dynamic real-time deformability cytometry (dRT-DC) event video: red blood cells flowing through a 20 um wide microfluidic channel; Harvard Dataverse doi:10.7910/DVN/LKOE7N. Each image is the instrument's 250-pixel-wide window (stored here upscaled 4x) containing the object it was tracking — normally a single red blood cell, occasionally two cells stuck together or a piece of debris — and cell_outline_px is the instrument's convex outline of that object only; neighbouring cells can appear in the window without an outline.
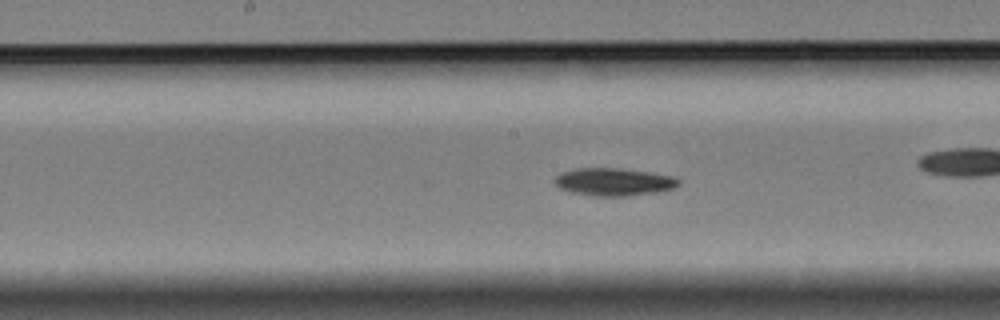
{"species": "Egyptian fruit bat (a non-hibernating species)", "species_latin": "Rousettus aegyptiacus", "temperature_condition": "cold", "stored_images_in_passage": 33, "camera_frame_rate_fps": 3000, "um_per_image_px": 0.085, "animal": {"sex": "female"}, "frame": {"image": 1, "passage_image": 14, "time_ms": 4.333, "image_size_px": [1000, 320], "cell_outline_px": [[680, 184], [672, 188], [660, 192], [628, 196], [592, 196], [572, 192], [560, 188], [556, 184], [556, 176], [560, 172], [576, 168], [616, 168], [652, 172], [676, 176], [680, 180]], "centroid_in_image_um": [52.22, 15.46], "position_along_channel_um": 196.0, "area_um2": 20.17}, "authors_computed_cell_mechanics": {"area_um2": 19.1896, "velocity_mm_per_s": 3.3392, "shape_relaxation_time_tau1_ms": 3.9793, "shape_relaxation_time_tau2_ms": null, "deformation_change_tau1": 0.116, "deformation_change_tau2": null}}